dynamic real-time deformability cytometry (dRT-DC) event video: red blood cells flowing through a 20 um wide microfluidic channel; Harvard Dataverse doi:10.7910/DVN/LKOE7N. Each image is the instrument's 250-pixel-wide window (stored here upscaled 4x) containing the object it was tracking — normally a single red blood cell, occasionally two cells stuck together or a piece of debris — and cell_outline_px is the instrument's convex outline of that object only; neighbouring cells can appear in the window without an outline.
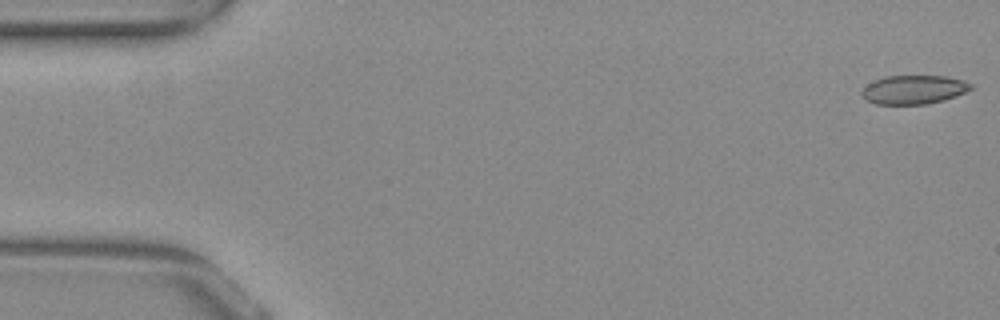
{"species": "common noctule bat (a hibernating species)", "species_latin": "Nyctalus noctula", "temperature_condition": "warm", "stored_images_in_passage": 53, "camera_frame_rate_fps": 3000, "um_per_image_px": 0.085, "animal": {"sex": "female", "body_mass_g": 29.2, "forearm_length_mm": 56.3}, "frame": {"image": 1, "passage_image": 1, "time_ms": 0.0, "image_size_px": [1000, 320], "cell_outline_px": [[972, 88], [956, 96], [944, 100], [928, 104], [876, 104], [864, 100], [860, 96], [860, 92], [868, 84], [884, 76], [944, 76], [964, 80], [972, 84]], "centroid_in_image_um": [77.64, 7.63], "position_along_channel_um": 7.4, "area_um2": 18.38}}
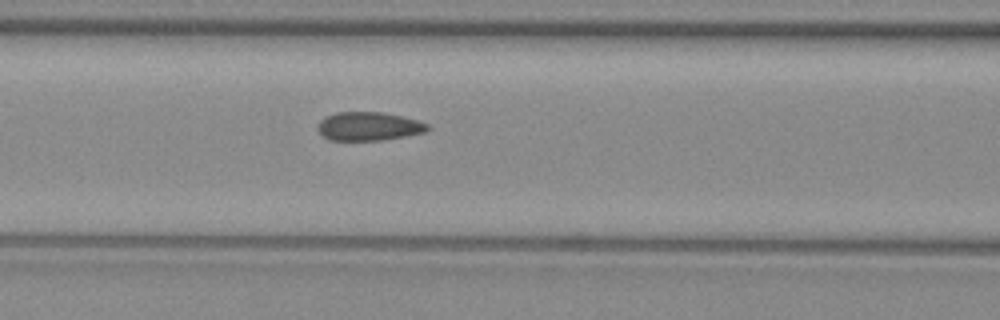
{"frame": {"image": 2, "passage_image": 22, "time_ms": 7.0, "image_size_px": [1000, 320], "cell_outline_px": [[432, 128], [424, 132], [384, 140], [328, 140], [316, 128], [320, 120], [324, 116], [336, 112], [380, 112], [400, 116], [416, 120], [428, 124]], "centroid_in_image_um": [31.31, 10.73], "position_along_channel_um": 135.3, "area_um2": 18.26}}
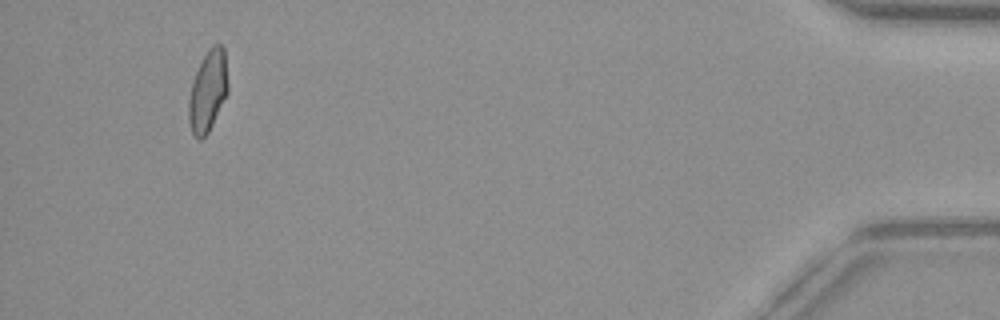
{"frame": {"image": 3, "passage_image": 50, "time_ms": 16.333, "image_size_px": [1000, 320], "cell_outline_px": [[228, 92], [208, 132], [200, 140], [196, 140], [192, 132], [188, 120], [188, 100], [192, 84], [196, 72], [208, 48], [216, 44], [220, 44], [224, 48], [228, 84]], "centroid_in_image_um": [17.66, 7.76], "position_along_channel_um": 417.5, "area_um2": 18.38}, "authors_computed_cell_mechanics": {"area_um2": 18.785, "velocity_mm_per_s": 3.8779, "shape_relaxation_time_tau1_ms": null, "shape_relaxation_time_tau2_ms": 0.7091, "deformation_change_tau1": null, "deformation_change_tau2": 0.0414}}